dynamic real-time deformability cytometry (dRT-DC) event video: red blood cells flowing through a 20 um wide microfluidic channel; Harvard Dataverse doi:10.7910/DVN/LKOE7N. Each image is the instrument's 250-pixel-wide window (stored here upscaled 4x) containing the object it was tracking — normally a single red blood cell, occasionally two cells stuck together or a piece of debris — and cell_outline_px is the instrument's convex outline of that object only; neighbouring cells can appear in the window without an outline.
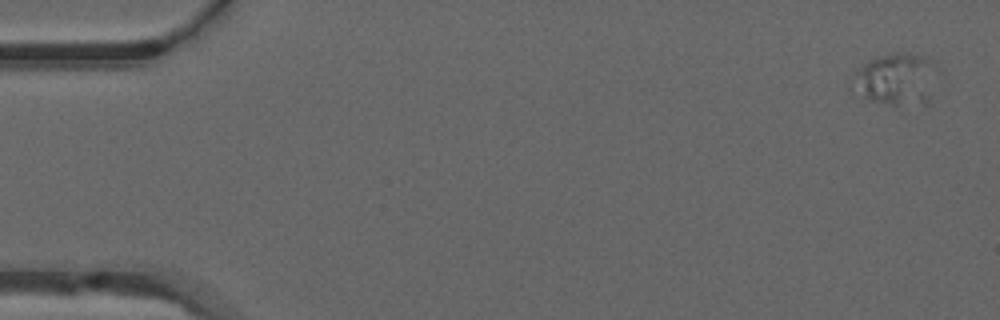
{"species": "common noctule bat (a hibernating species)", "species_latin": "Nyctalus noctula", "temperature_condition": "warm", "stored_images_in_passage": 5, "camera_frame_rate_fps": 3000, "um_per_image_px": 0.085, "animal": {"sex": "male", "forearm_length_mm": 52.5}, "frame": {"image": 1, "passage_image": 3, "time_ms": 0.667, "image_size_px": [1000, 320], "cell_outline_px": [[932, 64], [928, 104], [900, 112], [868, 100], [860, 96], [856, 72], [868, 60], [880, 56], [896, 52], [900, 52], [924, 56], [932, 60]], "centroid_in_image_um": [76.18, 6.86], "position_along_channel_um": 8.8, "area_um2": 25.66}}